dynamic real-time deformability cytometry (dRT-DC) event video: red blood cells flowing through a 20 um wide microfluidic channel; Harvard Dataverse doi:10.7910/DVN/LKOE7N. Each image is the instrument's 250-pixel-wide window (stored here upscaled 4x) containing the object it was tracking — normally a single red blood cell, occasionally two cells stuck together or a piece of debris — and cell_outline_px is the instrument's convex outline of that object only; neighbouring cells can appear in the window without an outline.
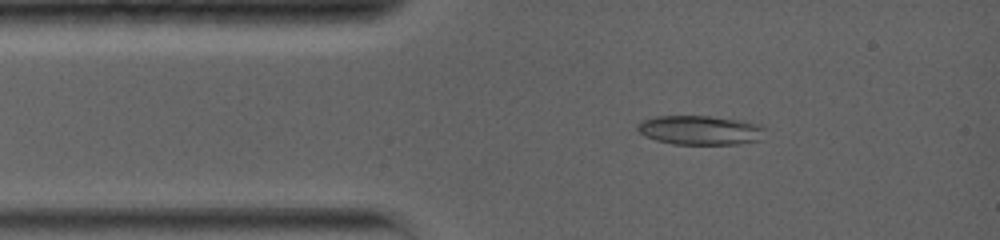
{"species": "common noctule bat (a hibernating species)", "species_latin": "Nyctalus noctula", "temperature_condition": "warm", "stored_images_in_passage": 77, "camera_frame_rate_fps": 5000, "um_per_image_px": 0.085, "animal": {"sex": "female", "body_mass_g": 19.0, "forearm_length_mm": 56.7}, "frame": {"image": 1, "passage_image": 10, "time_ms": 1.8, "image_size_px": [1000, 240], "cell_outline_px": [[764, 128], [760, 140], [740, 144], [672, 144], [656, 140], [644, 136], [636, 128], [636, 124], [640, 120], [656, 116], [708, 116], [744, 120], [760, 124]], "centroid_in_image_um": [59.48, 11.06], "position_along_channel_um": 25.5, "area_um2": 21.96}}
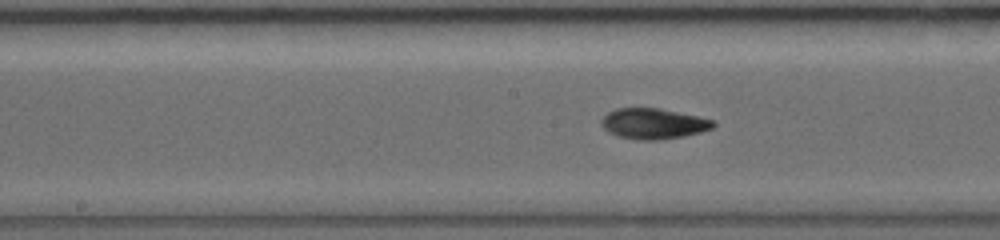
{"frame": {"image": 2, "passage_image": 29, "time_ms": 6.8, "image_size_px": [1000, 240], "cell_outline_px": [[716, 124], [712, 128], [700, 132], [684, 136], [660, 140], [640, 140], [620, 136], [608, 132], [600, 124], [600, 120], [608, 112], [616, 108], [660, 108], [696, 116], [712, 120]], "centroid_in_image_um": [55.51, 10.51], "position_along_channel_um": 192.7, "area_um2": 19.83}}
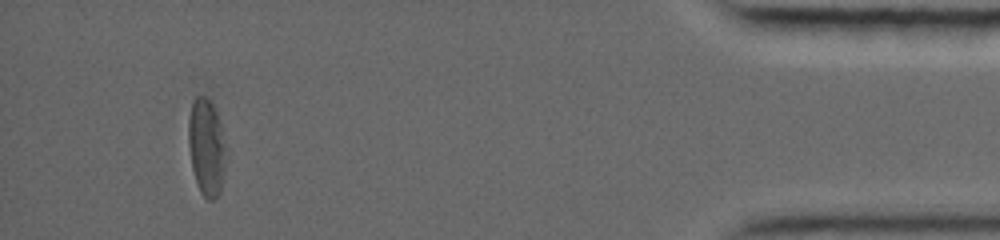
{"frame": {"image": 3, "passage_image": 68, "time_ms": 14.8, "image_size_px": [1000, 240], "cell_outline_px": [[228, 148], [224, 172], [220, 192], [216, 200], [208, 200], [200, 192], [192, 168], [188, 144], [188, 120], [192, 100], [196, 96], [204, 96], [212, 104], [216, 112]], "centroid_in_image_um": [17.57, 12.53], "position_along_channel_um": 417.6, "area_um2": 21.62}, "authors_computed_cell_mechanics": {"area_um2": 19.8254, "velocity_mm_per_s": 3.7942, "shape_relaxation_time_tau1_ms": 7.2564, "shape_relaxation_time_tau2_ms": 5.506, "deformation_change_tau1": 0.1951, "deformation_change_tau2": 0.1202}}